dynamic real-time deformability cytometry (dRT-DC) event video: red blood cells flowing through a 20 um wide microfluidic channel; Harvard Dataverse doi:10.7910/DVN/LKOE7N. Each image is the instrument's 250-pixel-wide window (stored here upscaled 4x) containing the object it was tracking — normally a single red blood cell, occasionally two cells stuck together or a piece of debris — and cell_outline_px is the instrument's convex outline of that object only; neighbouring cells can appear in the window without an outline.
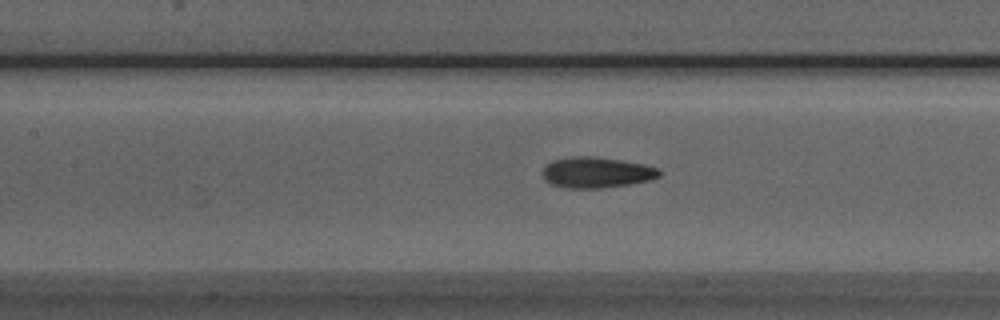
{"species": "Egyptian fruit bat (a non-hibernating species)", "species_latin": "Rousettus aegyptiacus", "temperature_condition": "room temperature", "stored_images_in_passage": 40, "camera_frame_rate_fps": 3000, "um_per_image_px": 0.085, "animal": {"sex": "male"}, "frame": {"image": 1, "passage_image": 11, "time_ms": 3.333, "image_size_px": [1000, 320], "cell_outline_px": [[660, 176], [652, 180], [628, 184], [600, 188], [564, 188], [548, 184], [544, 180], [544, 168], [552, 160], [572, 156], [588, 156], [620, 160], [644, 164], [660, 168]], "centroid_in_image_um": [50.71, 14.67], "position_along_channel_um": 156.7, "area_um2": 20.98}}
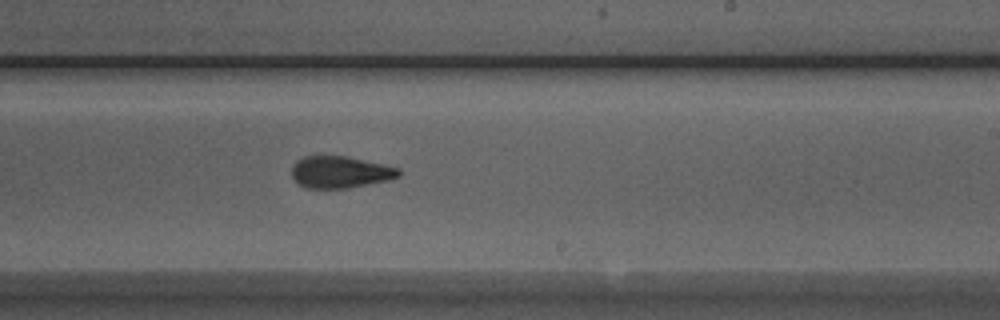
{"frame": {"image": 2, "passage_image": 19, "time_ms": 6.0, "image_size_px": [1000, 320], "cell_outline_px": [[400, 176], [388, 180], [348, 188], [308, 188], [300, 184], [292, 176], [292, 168], [296, 160], [304, 156], [348, 156], [384, 164], [400, 168]], "centroid_in_image_um": [28.94, 14.62], "position_along_channel_um": 260.1, "area_um2": 19.83}}
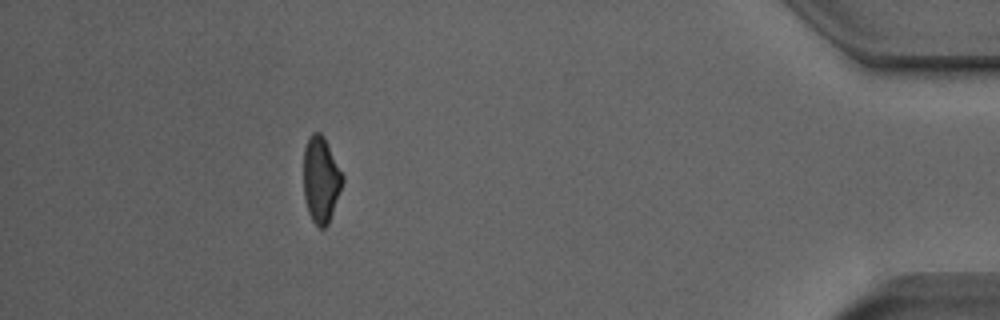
{"frame": {"image": 3, "passage_image": 35, "time_ms": 11.333, "image_size_px": [1000, 320], "cell_outline_px": [[344, 180], [328, 224], [324, 228], [320, 228], [312, 220], [308, 212], [304, 200], [304, 148], [312, 132], [320, 132], [324, 136], [344, 176]], "centroid_in_image_um": [27.28, 15.26], "position_along_channel_um": 407.9, "area_um2": 19.48}, "authors_computed_cell_mechanics": {"area_um2": 20.4612, "velocity_mm_per_s": 3.8904, "shape_relaxation_time_tau1_ms": 6.7023, "shape_relaxation_time_tau2_ms": 1.7157, "deformation_change_tau1": 0.1646, "deformation_change_tau2": 0.0824}}